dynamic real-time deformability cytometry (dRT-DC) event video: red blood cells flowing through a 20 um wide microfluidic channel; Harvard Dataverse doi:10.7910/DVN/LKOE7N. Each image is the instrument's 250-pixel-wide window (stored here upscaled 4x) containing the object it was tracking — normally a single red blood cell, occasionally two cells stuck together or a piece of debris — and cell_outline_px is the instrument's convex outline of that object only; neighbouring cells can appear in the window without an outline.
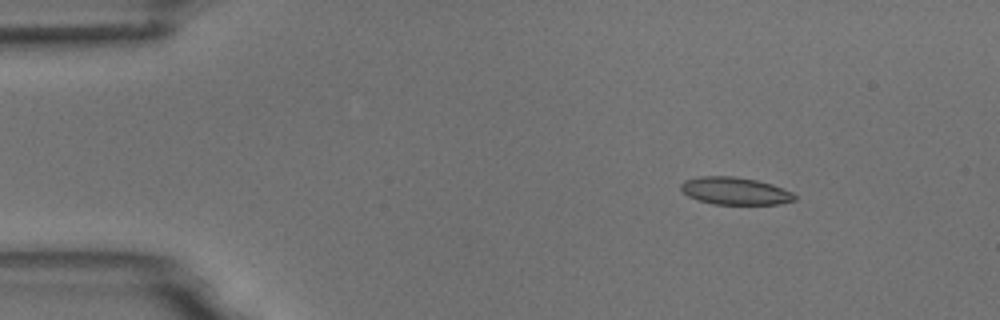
{"species": "common noctule bat (a hibernating species)", "species_latin": "Nyctalus noctula", "temperature_condition": "room temperature", "stored_images_in_passage": 5, "camera_frame_rate_fps": 3000, "um_per_image_px": 0.085, "animal": {"sex": "male", "body_mass_g": 18.8}, "frame": {"image": 1, "passage_image": 3, "time_ms": 2.333, "image_size_px": [1000, 320], "cell_outline_px": [[796, 200], [780, 204], [712, 204], [688, 196], [680, 188], [680, 184], [684, 180], [700, 176], [732, 176], [756, 180], [772, 184], [792, 192], [796, 196]], "centroid_in_image_um": [62.48, 16.23], "position_along_channel_um": 22.5, "area_um2": 18.15}}